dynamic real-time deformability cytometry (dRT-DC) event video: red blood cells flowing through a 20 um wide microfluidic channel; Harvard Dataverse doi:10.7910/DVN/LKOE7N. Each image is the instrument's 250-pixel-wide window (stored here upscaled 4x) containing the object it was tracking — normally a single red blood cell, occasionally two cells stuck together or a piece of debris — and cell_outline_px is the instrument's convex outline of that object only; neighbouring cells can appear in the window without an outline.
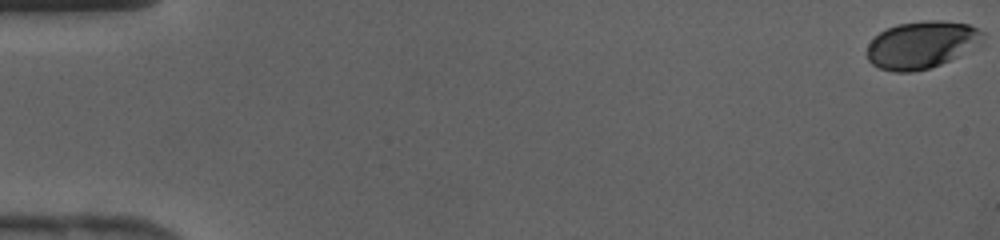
{"species": "human", "species_latin": "Homo sapiens", "temperature_condition": "cold", "stored_images_in_passage": 15, "camera_frame_rate_fps": 3000, "um_per_image_px": 0.085, "donor": {"sex": "female"}, "frame": {"image": 1, "passage_image": 1, "time_ms": 0.0, "image_size_px": [1000, 240], "cell_outline_px": [[984, 44], [940, 64], [928, 68], [912, 72], [892, 72], [880, 68], [872, 64], [868, 60], [868, 44], [880, 32], [888, 28], [900, 24], [924, 20], [940, 20], [968, 24], [984, 32]], "centroid_in_image_um": [78.38, 3.81], "position_along_channel_um": 6.6, "area_um2": 31.96}}
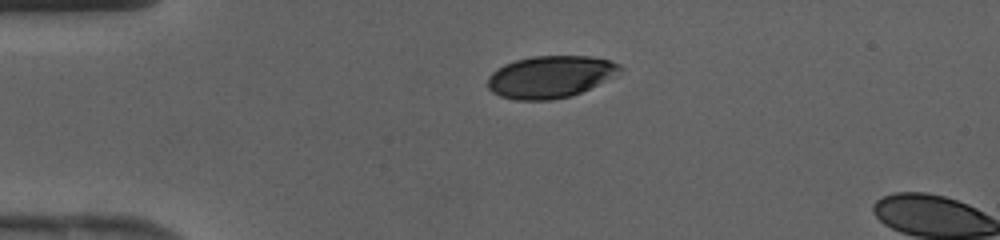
{"frame": {"image": 2, "passage_image": 11, "time_ms": 3.333, "image_size_px": [1000, 240], "cell_outline_px": [[624, 68], [604, 80], [572, 96], [552, 100], [516, 100], [500, 96], [492, 92], [488, 88], [488, 76], [492, 72], [504, 64], [516, 60], [532, 56], [592, 56], [608, 60], [620, 64]], "centroid_in_image_um": [46.72, 6.52], "position_along_channel_um": 38.3, "area_um2": 32.19}}